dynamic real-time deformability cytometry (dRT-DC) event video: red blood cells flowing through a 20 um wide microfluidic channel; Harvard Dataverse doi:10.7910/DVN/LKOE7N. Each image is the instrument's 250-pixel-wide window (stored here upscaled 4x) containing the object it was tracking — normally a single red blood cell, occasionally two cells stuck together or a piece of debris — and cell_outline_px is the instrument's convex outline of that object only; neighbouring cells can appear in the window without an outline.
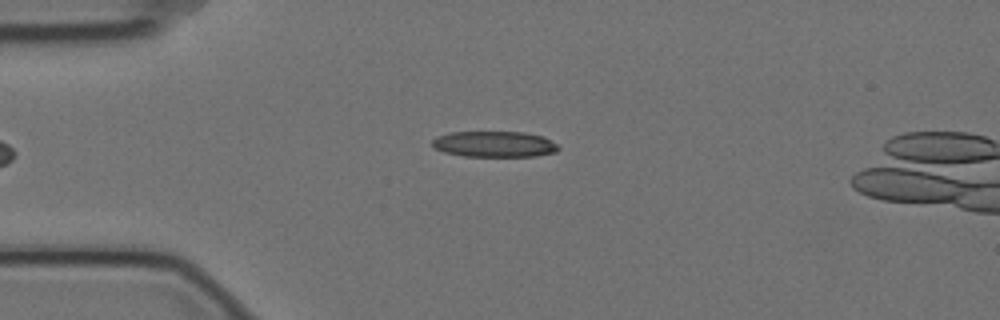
{"species": "Egyptian fruit bat (a non-hibernating species)", "species_latin": "Rousettus aegyptiacus", "temperature_condition": "cold", "stored_images_in_passage": 4, "camera_frame_rate_fps": 3000, "um_per_image_px": 0.085, "animal": {"sex": "female"}, "frame": {"image": 1, "passage_image": 2, "time_ms": 0.333, "image_size_px": [1000, 320], "cell_outline_px": [[560, 148], [556, 152], [536, 156], [464, 156], [444, 152], [436, 148], [432, 144], [432, 140], [436, 136], [448, 132], [524, 132], [544, 136], [556, 144]], "centroid_in_image_um": [42.03, 12.24], "position_along_channel_um": 43.0, "area_um2": 19.07}}
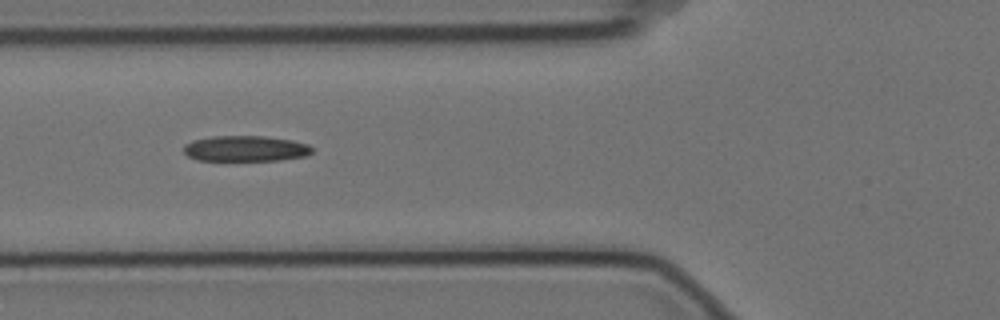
{"frame": {"image": 2, "passage_image": 4, "time_ms": 1.0, "image_size_px": [1000, 320], "cell_outline_px": [[312, 152], [308, 156], [280, 160], [196, 160], [188, 156], [184, 152], [184, 144], [192, 140], [212, 136], [264, 136], [292, 140], [308, 144], [312, 148]], "centroid_in_image_um": [20.87, 12.62], "position_along_channel_um": 104.9, "area_um2": 19.31}}